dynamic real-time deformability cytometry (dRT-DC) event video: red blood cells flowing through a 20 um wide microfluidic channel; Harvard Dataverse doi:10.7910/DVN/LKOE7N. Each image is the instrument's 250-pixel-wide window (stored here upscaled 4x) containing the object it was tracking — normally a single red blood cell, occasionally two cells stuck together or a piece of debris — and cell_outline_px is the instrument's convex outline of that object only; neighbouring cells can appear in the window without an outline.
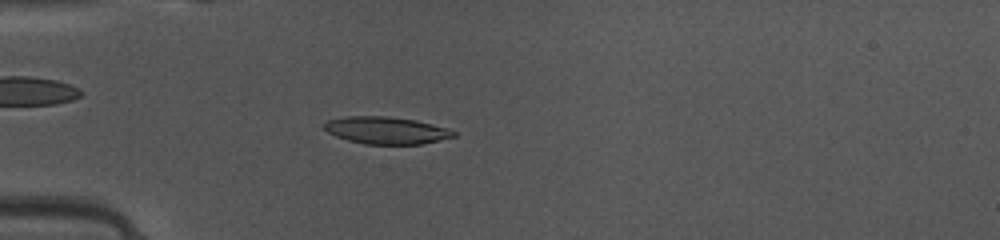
{"species": "common noctule bat (a hibernating species)", "species_latin": "Nyctalus noctula", "temperature_condition": "warm", "stored_images_in_passage": 37, "camera_frame_rate_fps": 3000, "um_per_image_px": 0.085, "animal": {"sex": "female", "body_mass_g": 10.0, "forearm_length_mm": 53.1}, "frame": {"image": 1, "passage_image": 3, "time_ms": 0.667, "image_size_px": [1000, 240], "cell_outline_px": [[456, 136], [440, 140], [420, 144], [364, 144], [348, 140], [336, 136], [328, 132], [324, 128], [324, 124], [328, 120], [344, 116], [388, 116], [416, 120], [448, 128], [456, 132]], "centroid_in_image_um": [32.84, 11.07], "position_along_channel_um": 52.2, "area_um2": 20.52}}
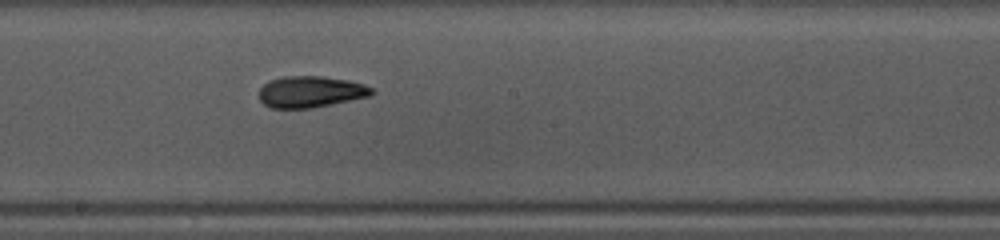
{"frame": {"image": 2, "passage_image": 16, "time_ms": 5.0, "image_size_px": [1000, 240], "cell_outline_px": [[376, 92], [372, 96], [312, 108], [268, 108], [260, 100], [260, 88], [264, 84], [272, 80], [284, 76], [324, 76], [348, 80], [364, 84], [372, 88]], "centroid_in_image_um": [26.44, 7.8], "position_along_channel_um": 221.8, "area_um2": 20.75}}
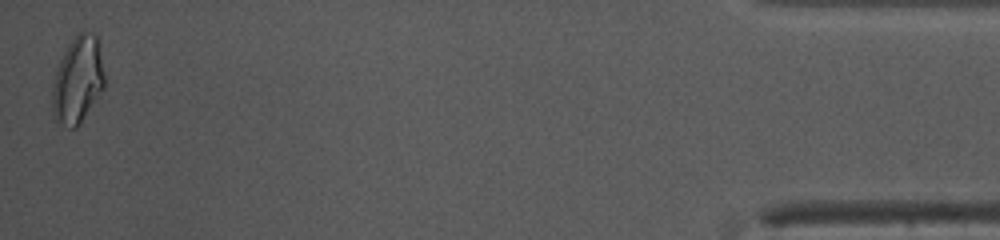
{"frame": {"image": 3, "passage_image": 37, "time_ms": 12.0, "image_size_px": [1000, 240], "cell_outline_px": [[104, 88], [80, 124], [76, 128], [68, 128], [56, 120], [52, 116], [52, 84], [56, 68], [68, 44], [76, 32], [92, 32], [96, 36], [104, 76]], "centroid_in_image_um": [6.57, 6.82], "position_along_channel_um": 428.6, "area_um2": 26.41}, "authors_computed_cell_mechanics": {"area_um2": 20.5768, "velocity_mm_per_s": 4.1305, "shape_relaxation_time_tau1_ms": 5.2549, "shape_relaxation_time_tau2_ms": 2.1171, "deformation_change_tau1": 0.1659, "deformation_change_tau2": 0.0907}}